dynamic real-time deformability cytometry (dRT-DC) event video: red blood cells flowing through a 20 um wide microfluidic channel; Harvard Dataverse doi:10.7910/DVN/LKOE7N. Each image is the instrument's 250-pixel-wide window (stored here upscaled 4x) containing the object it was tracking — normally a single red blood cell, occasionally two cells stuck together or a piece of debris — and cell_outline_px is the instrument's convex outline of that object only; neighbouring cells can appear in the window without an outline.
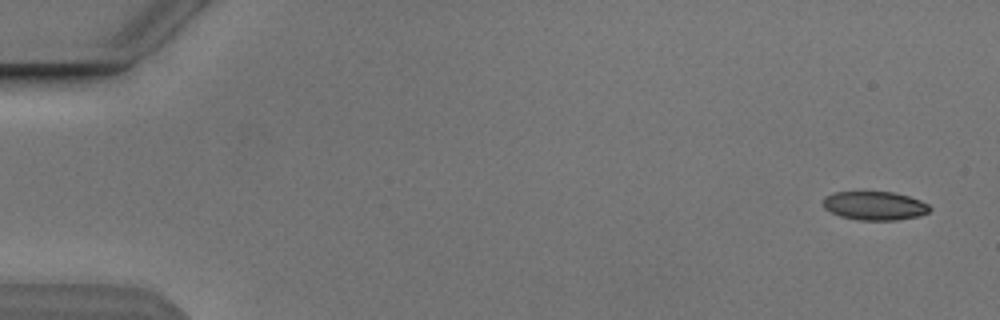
{"species": "Egyptian fruit bat (a non-hibernating species)", "species_latin": "Rousettus aegyptiacus", "temperature_condition": "cold", "stored_images_in_passage": 4, "camera_frame_rate_fps": 3000, "um_per_image_px": 0.085, "animal": {"sex": "male"}, "frame": {"image": 1, "passage_image": 1, "time_ms": 0.0, "image_size_px": [1000, 320], "cell_outline_px": [[932, 208], [928, 212], [920, 216], [896, 220], [856, 220], [840, 216], [824, 208], [824, 196], [836, 192], [892, 192], [908, 196], [920, 200], [928, 204]], "centroid_in_image_um": [74.36, 17.49], "position_along_channel_um": 10.6, "area_um2": 17.8}}
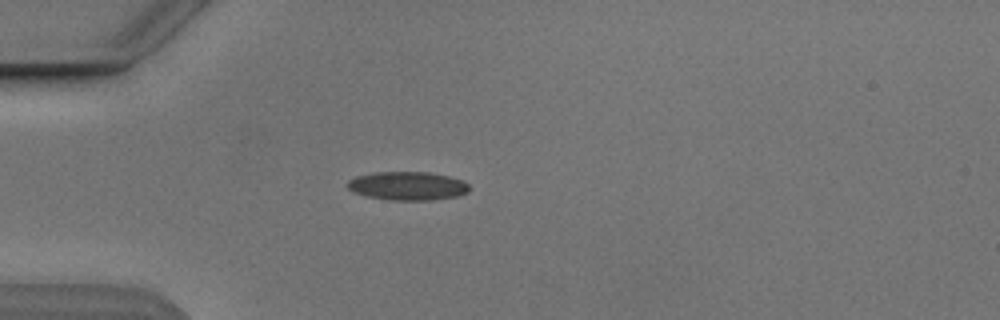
{"frame": {"image": 2, "passage_image": 4, "time_ms": 4.333, "image_size_px": [1000, 320], "cell_outline_px": [[468, 192], [456, 196], [432, 200], [388, 200], [364, 196], [352, 192], [348, 188], [348, 180], [356, 176], [372, 172], [428, 172], [448, 176], [464, 180], [468, 184]], "centroid_in_image_um": [34.61, 15.8], "position_along_channel_um": 50.4, "area_um2": 20.4}}